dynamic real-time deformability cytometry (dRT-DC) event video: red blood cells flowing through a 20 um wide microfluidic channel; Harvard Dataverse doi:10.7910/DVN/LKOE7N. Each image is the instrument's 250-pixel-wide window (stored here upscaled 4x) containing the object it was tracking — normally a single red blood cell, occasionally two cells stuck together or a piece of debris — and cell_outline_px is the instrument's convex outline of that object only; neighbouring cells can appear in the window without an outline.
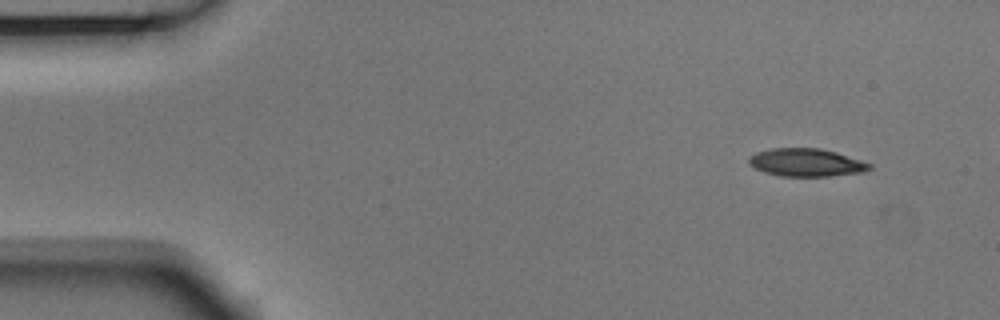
{"species": "Egyptian fruit bat (a non-hibernating species)", "species_latin": "Rousettus aegyptiacus", "temperature_condition": "room temperature", "stored_images_in_passage": 5, "camera_frame_rate_fps": 3000, "um_per_image_px": 0.085, "animal": {"sex": "male"}, "frame": {"image": 1, "passage_image": 1, "time_ms": 0.0, "image_size_px": [1000, 320], "cell_outline_px": [[872, 168], [864, 172], [828, 176], [780, 176], [764, 172], [748, 164], [748, 156], [756, 152], [772, 148], [820, 148], [836, 152], [872, 164]], "centroid_in_image_um": [68.51, 13.81], "position_along_channel_um": 16.5, "area_um2": 19.65}}